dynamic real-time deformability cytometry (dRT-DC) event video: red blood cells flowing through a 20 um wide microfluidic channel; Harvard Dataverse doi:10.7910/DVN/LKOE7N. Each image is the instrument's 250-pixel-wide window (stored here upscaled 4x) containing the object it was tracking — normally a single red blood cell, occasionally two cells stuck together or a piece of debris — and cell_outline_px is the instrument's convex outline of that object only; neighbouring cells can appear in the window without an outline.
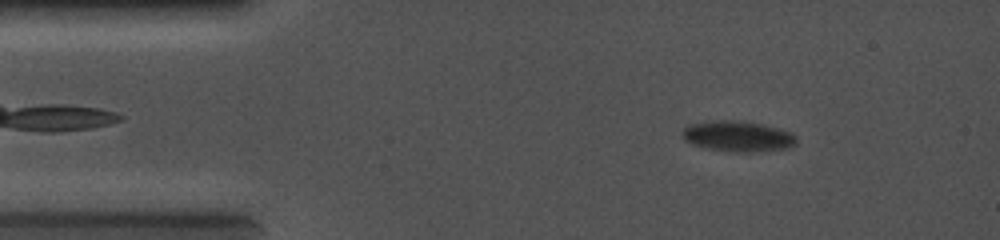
{"species": "common noctule bat (a hibernating species)", "species_latin": "Nyctalus noctula", "temperature_condition": "cold", "stored_images_in_passage": 36, "camera_frame_rate_fps": 5000, "um_per_image_px": 0.085, "animal": {"sex": "female", "body_mass_g": 19.0, "forearm_length_mm": 56.7}, "frame": {"image": 1, "passage_image": 3, "time_ms": 1.2, "image_size_px": [1000, 240], "cell_outline_px": [[796, 144], [788, 148], [756, 152], [736, 152], [708, 148], [692, 144], [684, 140], [684, 128], [688, 124], [712, 120], [744, 120], [764, 124], [788, 132], [796, 136]], "centroid_in_image_um": [62.72, 11.57], "position_along_channel_um": 22.3, "area_um2": 20.4}}
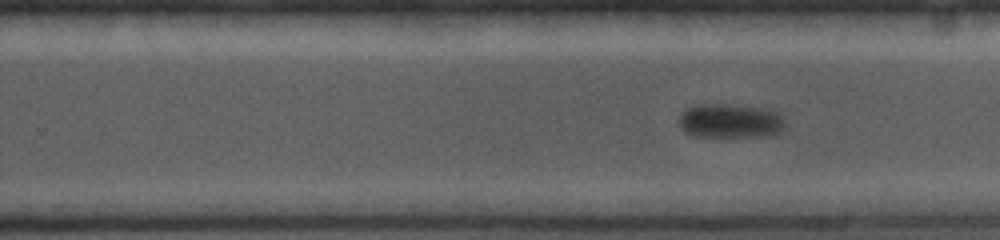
{"frame": {"image": 2, "passage_image": 18, "time_ms": 8.0, "image_size_px": [1000, 240], "cell_outline_px": [[788, 124], [780, 132], [768, 136], [696, 136], [684, 132], [680, 128], [680, 116], [688, 108], [696, 104], [728, 104], [760, 108], [780, 112]], "centroid_in_image_um": [62.13, 10.28], "position_along_channel_um": 267.7, "area_um2": 21.27}}
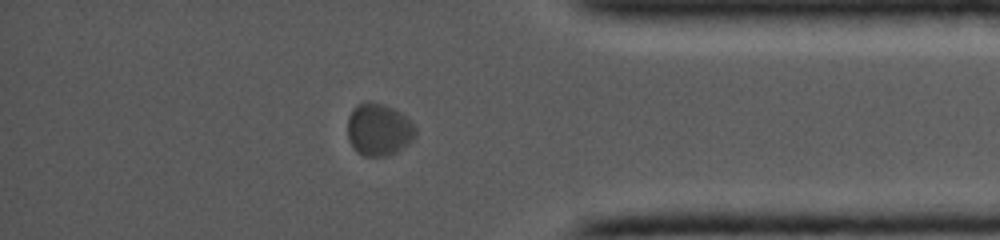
{"frame": {"image": 3, "passage_image": 31, "time_ms": 11.2, "image_size_px": [1000, 240], "cell_outline_px": [[416, 136], [404, 148], [396, 152], [384, 156], [364, 156], [356, 152], [352, 148], [348, 136], [348, 116], [352, 108], [356, 104], [384, 104], [400, 112], [416, 128]], "centroid_in_image_um": [32.18, 11.05], "position_along_channel_um": 403.0, "area_um2": 20.52}}